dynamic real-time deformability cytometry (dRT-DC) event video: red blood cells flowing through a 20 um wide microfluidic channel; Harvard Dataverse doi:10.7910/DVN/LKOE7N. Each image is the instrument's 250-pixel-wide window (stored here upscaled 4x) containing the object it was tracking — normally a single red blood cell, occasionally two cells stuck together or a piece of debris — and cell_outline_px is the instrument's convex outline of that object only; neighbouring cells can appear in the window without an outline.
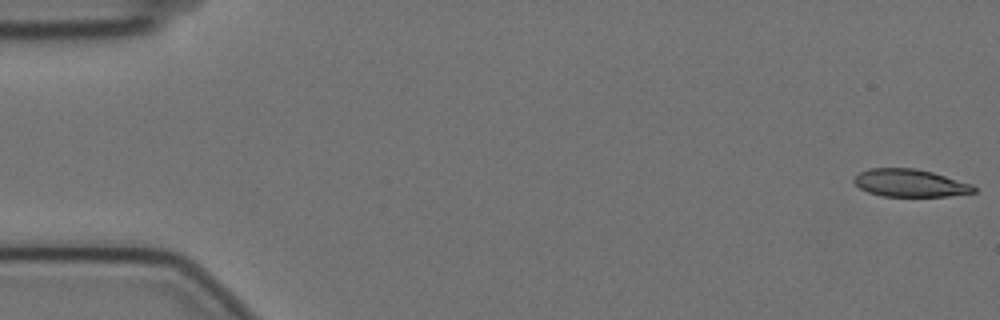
{"species": "Egyptian fruit bat (a non-hibernating species)", "species_latin": "Rousettus aegyptiacus", "temperature_condition": "cold", "stored_images_in_passage": 8, "camera_frame_rate_fps": 3000, "um_per_image_px": 0.085, "animal": {"sex": "female"}, "frame": {"image": 1, "passage_image": 1, "time_ms": 0.0, "image_size_px": [1000, 320], "cell_outline_px": [[976, 192], [948, 196], [880, 196], [868, 192], [860, 188], [852, 180], [860, 172], [868, 168], [916, 168], [932, 172], [972, 184], [976, 188]], "centroid_in_image_um": [77.34, 15.55], "position_along_channel_um": 7.7, "area_um2": 19.25}}